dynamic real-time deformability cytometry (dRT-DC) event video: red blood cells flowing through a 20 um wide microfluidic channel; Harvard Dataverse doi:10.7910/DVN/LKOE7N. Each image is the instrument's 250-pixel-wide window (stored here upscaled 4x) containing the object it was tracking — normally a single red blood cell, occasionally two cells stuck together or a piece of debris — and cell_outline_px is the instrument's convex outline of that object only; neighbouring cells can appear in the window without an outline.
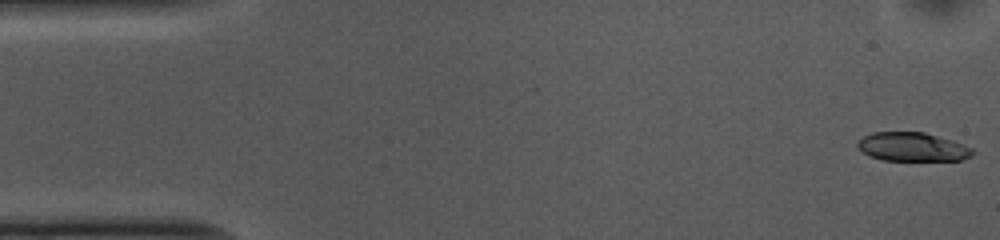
{"species": "common noctule bat (a hibernating species)", "species_latin": "Nyctalus noctula", "temperature_condition": "cold", "stored_images_in_passage": 53, "camera_frame_rate_fps": 3000, "um_per_image_px": 0.085, "animal": {"sex": "female", "body_mass_g": 10.0, "forearm_length_mm": 53.1}, "frame": {"image": 1, "passage_image": 1, "time_ms": 0.0, "image_size_px": [1000, 240], "cell_outline_px": [[976, 152], [972, 156], [964, 160], [884, 160], [868, 156], [856, 148], [856, 144], [864, 136], [872, 132], [924, 132], [952, 140], [972, 148]], "centroid_in_image_um": [77.55, 12.49], "position_along_channel_um": 7.4, "area_um2": 19.42}}
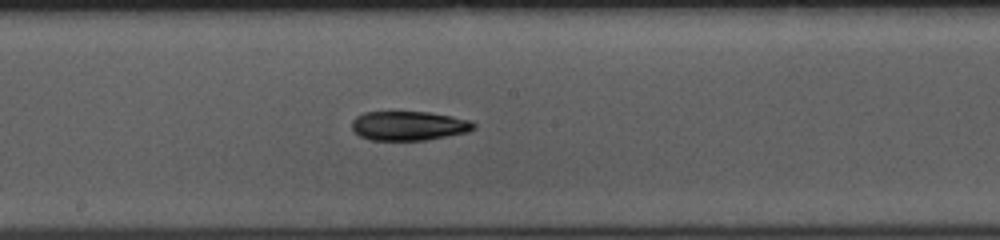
{"frame": {"image": 2, "passage_image": 27, "time_ms": 8.667, "image_size_px": [1000, 240], "cell_outline_px": [[476, 128], [468, 132], [428, 140], [368, 140], [360, 136], [352, 128], [352, 120], [356, 116], [364, 112], [432, 112], [452, 116], [468, 120], [476, 124]], "centroid_in_image_um": [34.76, 10.69], "position_along_channel_um": 213.4, "area_um2": 20.92}}
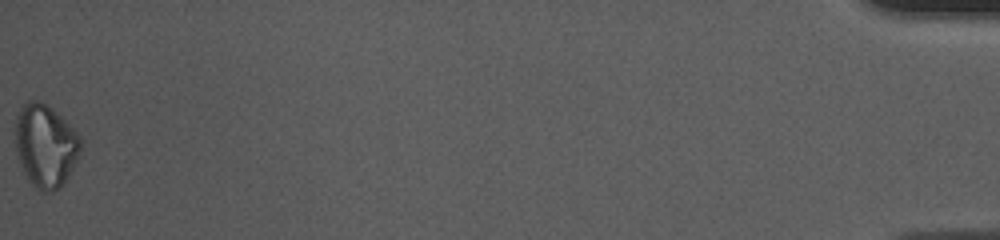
{"frame": {"image": 3, "passage_image": 53, "time_ms": 17.333, "image_size_px": [1000, 240], "cell_outline_px": [[84, 144], [64, 184], [60, 188], [52, 192], [44, 192], [36, 188], [32, 184], [24, 172], [20, 164], [16, 152], [12, 132], [16, 116], [20, 104], [28, 100], [40, 100], [48, 104], [84, 140]], "centroid_in_image_um": [3.83, 12.34], "position_along_channel_um": 431.4, "area_um2": 32.37}, "authors_computed_cell_mechanics": {"area_um2": 21.2126, "velocity_mm_per_s": 3.7153, "shape_relaxation_time_tau1_ms": 3.6501, "shape_relaxation_time_tau2_ms": null, "deformation_change_tau1": 0.1179, "deformation_change_tau2": null}}